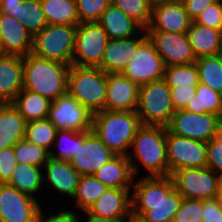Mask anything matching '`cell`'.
Segmentation results:
<instances>
[{
    "label": "cell",
    "instance_id": "53",
    "mask_svg": "<svg viewBox=\"0 0 222 222\" xmlns=\"http://www.w3.org/2000/svg\"><path fill=\"white\" fill-rule=\"evenodd\" d=\"M151 5H154V4H157V3H160L164 0H147Z\"/></svg>",
    "mask_w": 222,
    "mask_h": 222
},
{
    "label": "cell",
    "instance_id": "42",
    "mask_svg": "<svg viewBox=\"0 0 222 222\" xmlns=\"http://www.w3.org/2000/svg\"><path fill=\"white\" fill-rule=\"evenodd\" d=\"M207 165L220 178H222V123L219 125L215 136L207 142Z\"/></svg>",
    "mask_w": 222,
    "mask_h": 222
},
{
    "label": "cell",
    "instance_id": "22",
    "mask_svg": "<svg viewBox=\"0 0 222 222\" xmlns=\"http://www.w3.org/2000/svg\"><path fill=\"white\" fill-rule=\"evenodd\" d=\"M44 167L42 169H45L46 173L43 175V181L49 183L57 192L73 198L81 174L70 161L49 158Z\"/></svg>",
    "mask_w": 222,
    "mask_h": 222
},
{
    "label": "cell",
    "instance_id": "26",
    "mask_svg": "<svg viewBox=\"0 0 222 222\" xmlns=\"http://www.w3.org/2000/svg\"><path fill=\"white\" fill-rule=\"evenodd\" d=\"M187 35L196 59L220 54L222 30H216L193 21Z\"/></svg>",
    "mask_w": 222,
    "mask_h": 222
},
{
    "label": "cell",
    "instance_id": "32",
    "mask_svg": "<svg viewBox=\"0 0 222 222\" xmlns=\"http://www.w3.org/2000/svg\"><path fill=\"white\" fill-rule=\"evenodd\" d=\"M108 187L94 175H81L73 199L79 210L87 211L105 192Z\"/></svg>",
    "mask_w": 222,
    "mask_h": 222
},
{
    "label": "cell",
    "instance_id": "2",
    "mask_svg": "<svg viewBox=\"0 0 222 222\" xmlns=\"http://www.w3.org/2000/svg\"><path fill=\"white\" fill-rule=\"evenodd\" d=\"M71 65L42 59L32 53L23 56V89L53 101L67 93Z\"/></svg>",
    "mask_w": 222,
    "mask_h": 222
},
{
    "label": "cell",
    "instance_id": "43",
    "mask_svg": "<svg viewBox=\"0 0 222 222\" xmlns=\"http://www.w3.org/2000/svg\"><path fill=\"white\" fill-rule=\"evenodd\" d=\"M194 22L216 30H222V1L217 0L206 7L195 18Z\"/></svg>",
    "mask_w": 222,
    "mask_h": 222
},
{
    "label": "cell",
    "instance_id": "46",
    "mask_svg": "<svg viewBox=\"0 0 222 222\" xmlns=\"http://www.w3.org/2000/svg\"><path fill=\"white\" fill-rule=\"evenodd\" d=\"M203 222H222V205L218 198L203 200Z\"/></svg>",
    "mask_w": 222,
    "mask_h": 222
},
{
    "label": "cell",
    "instance_id": "36",
    "mask_svg": "<svg viewBox=\"0 0 222 222\" xmlns=\"http://www.w3.org/2000/svg\"><path fill=\"white\" fill-rule=\"evenodd\" d=\"M57 130L48 119L33 120L26 122L25 138L50 152Z\"/></svg>",
    "mask_w": 222,
    "mask_h": 222
},
{
    "label": "cell",
    "instance_id": "40",
    "mask_svg": "<svg viewBox=\"0 0 222 222\" xmlns=\"http://www.w3.org/2000/svg\"><path fill=\"white\" fill-rule=\"evenodd\" d=\"M110 0H76L79 22H98Z\"/></svg>",
    "mask_w": 222,
    "mask_h": 222
},
{
    "label": "cell",
    "instance_id": "50",
    "mask_svg": "<svg viewBox=\"0 0 222 222\" xmlns=\"http://www.w3.org/2000/svg\"><path fill=\"white\" fill-rule=\"evenodd\" d=\"M86 213V215L88 216L86 218V221L85 222H125V221H114V220H109V219H105V218H102V217H99V216H95L93 214H89L87 211H84ZM80 216H79V219H78V222H80Z\"/></svg>",
    "mask_w": 222,
    "mask_h": 222
},
{
    "label": "cell",
    "instance_id": "31",
    "mask_svg": "<svg viewBox=\"0 0 222 222\" xmlns=\"http://www.w3.org/2000/svg\"><path fill=\"white\" fill-rule=\"evenodd\" d=\"M43 174L40 167L17 164L7 184L13 186L21 193L34 197L33 195L40 191L44 183Z\"/></svg>",
    "mask_w": 222,
    "mask_h": 222
},
{
    "label": "cell",
    "instance_id": "47",
    "mask_svg": "<svg viewBox=\"0 0 222 222\" xmlns=\"http://www.w3.org/2000/svg\"><path fill=\"white\" fill-rule=\"evenodd\" d=\"M79 216L73 211L64 210L56 214L45 216L42 212V208L38 210L36 216V222H78Z\"/></svg>",
    "mask_w": 222,
    "mask_h": 222
},
{
    "label": "cell",
    "instance_id": "21",
    "mask_svg": "<svg viewBox=\"0 0 222 222\" xmlns=\"http://www.w3.org/2000/svg\"><path fill=\"white\" fill-rule=\"evenodd\" d=\"M141 33L140 36L109 39L102 57L101 69L107 74L121 73L133 57L138 45L147 37L146 29Z\"/></svg>",
    "mask_w": 222,
    "mask_h": 222
},
{
    "label": "cell",
    "instance_id": "29",
    "mask_svg": "<svg viewBox=\"0 0 222 222\" xmlns=\"http://www.w3.org/2000/svg\"><path fill=\"white\" fill-rule=\"evenodd\" d=\"M47 24L78 25L76 0H40Z\"/></svg>",
    "mask_w": 222,
    "mask_h": 222
},
{
    "label": "cell",
    "instance_id": "38",
    "mask_svg": "<svg viewBox=\"0 0 222 222\" xmlns=\"http://www.w3.org/2000/svg\"><path fill=\"white\" fill-rule=\"evenodd\" d=\"M110 4L119 7L143 29L149 25L152 5L147 0H110Z\"/></svg>",
    "mask_w": 222,
    "mask_h": 222
},
{
    "label": "cell",
    "instance_id": "49",
    "mask_svg": "<svg viewBox=\"0 0 222 222\" xmlns=\"http://www.w3.org/2000/svg\"><path fill=\"white\" fill-rule=\"evenodd\" d=\"M24 0H0V13L5 15L17 16L18 6Z\"/></svg>",
    "mask_w": 222,
    "mask_h": 222
},
{
    "label": "cell",
    "instance_id": "15",
    "mask_svg": "<svg viewBox=\"0 0 222 222\" xmlns=\"http://www.w3.org/2000/svg\"><path fill=\"white\" fill-rule=\"evenodd\" d=\"M35 197L19 192L13 186L0 184V222H36L42 207Z\"/></svg>",
    "mask_w": 222,
    "mask_h": 222
},
{
    "label": "cell",
    "instance_id": "8",
    "mask_svg": "<svg viewBox=\"0 0 222 222\" xmlns=\"http://www.w3.org/2000/svg\"><path fill=\"white\" fill-rule=\"evenodd\" d=\"M109 37L98 22L77 25L72 65L101 68Z\"/></svg>",
    "mask_w": 222,
    "mask_h": 222
},
{
    "label": "cell",
    "instance_id": "37",
    "mask_svg": "<svg viewBox=\"0 0 222 222\" xmlns=\"http://www.w3.org/2000/svg\"><path fill=\"white\" fill-rule=\"evenodd\" d=\"M13 152L18 164H28L42 168L50 158L49 151L30 143L26 138L21 139L13 146Z\"/></svg>",
    "mask_w": 222,
    "mask_h": 222
},
{
    "label": "cell",
    "instance_id": "25",
    "mask_svg": "<svg viewBox=\"0 0 222 222\" xmlns=\"http://www.w3.org/2000/svg\"><path fill=\"white\" fill-rule=\"evenodd\" d=\"M109 39H123L138 35L143 28L119 7L109 5L98 21Z\"/></svg>",
    "mask_w": 222,
    "mask_h": 222
},
{
    "label": "cell",
    "instance_id": "39",
    "mask_svg": "<svg viewBox=\"0 0 222 222\" xmlns=\"http://www.w3.org/2000/svg\"><path fill=\"white\" fill-rule=\"evenodd\" d=\"M52 147L59 148V150L57 153L51 150L49 152L50 158L70 161L78 150V132L65 129L57 130Z\"/></svg>",
    "mask_w": 222,
    "mask_h": 222
},
{
    "label": "cell",
    "instance_id": "27",
    "mask_svg": "<svg viewBox=\"0 0 222 222\" xmlns=\"http://www.w3.org/2000/svg\"><path fill=\"white\" fill-rule=\"evenodd\" d=\"M26 121L11 105L0 103V150L13 147L25 138Z\"/></svg>",
    "mask_w": 222,
    "mask_h": 222
},
{
    "label": "cell",
    "instance_id": "3",
    "mask_svg": "<svg viewBox=\"0 0 222 222\" xmlns=\"http://www.w3.org/2000/svg\"><path fill=\"white\" fill-rule=\"evenodd\" d=\"M133 153L128 155L134 177L139 173V160L142 167L149 171L148 177L169 176L167 159L166 126L141 125L134 137ZM134 154V156H133ZM135 158H133V157Z\"/></svg>",
    "mask_w": 222,
    "mask_h": 222
},
{
    "label": "cell",
    "instance_id": "41",
    "mask_svg": "<svg viewBox=\"0 0 222 222\" xmlns=\"http://www.w3.org/2000/svg\"><path fill=\"white\" fill-rule=\"evenodd\" d=\"M203 200L183 198L172 222H203Z\"/></svg>",
    "mask_w": 222,
    "mask_h": 222
},
{
    "label": "cell",
    "instance_id": "10",
    "mask_svg": "<svg viewBox=\"0 0 222 222\" xmlns=\"http://www.w3.org/2000/svg\"><path fill=\"white\" fill-rule=\"evenodd\" d=\"M165 64L148 36L138 45L133 57L121 72L138 86L164 79Z\"/></svg>",
    "mask_w": 222,
    "mask_h": 222
},
{
    "label": "cell",
    "instance_id": "4",
    "mask_svg": "<svg viewBox=\"0 0 222 222\" xmlns=\"http://www.w3.org/2000/svg\"><path fill=\"white\" fill-rule=\"evenodd\" d=\"M141 125L136 111L103 110L93 114L92 130L114 154L128 156Z\"/></svg>",
    "mask_w": 222,
    "mask_h": 222
},
{
    "label": "cell",
    "instance_id": "14",
    "mask_svg": "<svg viewBox=\"0 0 222 222\" xmlns=\"http://www.w3.org/2000/svg\"><path fill=\"white\" fill-rule=\"evenodd\" d=\"M115 155L93 130L78 132V150L70 163L81 175H93Z\"/></svg>",
    "mask_w": 222,
    "mask_h": 222
},
{
    "label": "cell",
    "instance_id": "17",
    "mask_svg": "<svg viewBox=\"0 0 222 222\" xmlns=\"http://www.w3.org/2000/svg\"><path fill=\"white\" fill-rule=\"evenodd\" d=\"M192 22L181 0H164L152 5L146 31L187 33Z\"/></svg>",
    "mask_w": 222,
    "mask_h": 222
},
{
    "label": "cell",
    "instance_id": "52",
    "mask_svg": "<svg viewBox=\"0 0 222 222\" xmlns=\"http://www.w3.org/2000/svg\"><path fill=\"white\" fill-rule=\"evenodd\" d=\"M222 205V178H220L219 192L217 197Z\"/></svg>",
    "mask_w": 222,
    "mask_h": 222
},
{
    "label": "cell",
    "instance_id": "35",
    "mask_svg": "<svg viewBox=\"0 0 222 222\" xmlns=\"http://www.w3.org/2000/svg\"><path fill=\"white\" fill-rule=\"evenodd\" d=\"M164 80L169 87L190 88V86H197L200 83L195 62L166 66Z\"/></svg>",
    "mask_w": 222,
    "mask_h": 222
},
{
    "label": "cell",
    "instance_id": "5",
    "mask_svg": "<svg viewBox=\"0 0 222 222\" xmlns=\"http://www.w3.org/2000/svg\"><path fill=\"white\" fill-rule=\"evenodd\" d=\"M67 92L91 113L105 110L107 73L97 67L71 65Z\"/></svg>",
    "mask_w": 222,
    "mask_h": 222
},
{
    "label": "cell",
    "instance_id": "28",
    "mask_svg": "<svg viewBox=\"0 0 222 222\" xmlns=\"http://www.w3.org/2000/svg\"><path fill=\"white\" fill-rule=\"evenodd\" d=\"M26 122L48 118L51 100L40 94L22 89L10 102Z\"/></svg>",
    "mask_w": 222,
    "mask_h": 222
},
{
    "label": "cell",
    "instance_id": "7",
    "mask_svg": "<svg viewBox=\"0 0 222 222\" xmlns=\"http://www.w3.org/2000/svg\"><path fill=\"white\" fill-rule=\"evenodd\" d=\"M174 112L170 87L164 79L139 86L136 113L142 125L167 126Z\"/></svg>",
    "mask_w": 222,
    "mask_h": 222
},
{
    "label": "cell",
    "instance_id": "51",
    "mask_svg": "<svg viewBox=\"0 0 222 222\" xmlns=\"http://www.w3.org/2000/svg\"><path fill=\"white\" fill-rule=\"evenodd\" d=\"M125 222H145V221L139 216L131 214Z\"/></svg>",
    "mask_w": 222,
    "mask_h": 222
},
{
    "label": "cell",
    "instance_id": "34",
    "mask_svg": "<svg viewBox=\"0 0 222 222\" xmlns=\"http://www.w3.org/2000/svg\"><path fill=\"white\" fill-rule=\"evenodd\" d=\"M195 64L200 83L222 94V56H203L197 58Z\"/></svg>",
    "mask_w": 222,
    "mask_h": 222
},
{
    "label": "cell",
    "instance_id": "54",
    "mask_svg": "<svg viewBox=\"0 0 222 222\" xmlns=\"http://www.w3.org/2000/svg\"><path fill=\"white\" fill-rule=\"evenodd\" d=\"M3 55L2 48H0V57Z\"/></svg>",
    "mask_w": 222,
    "mask_h": 222
},
{
    "label": "cell",
    "instance_id": "18",
    "mask_svg": "<svg viewBox=\"0 0 222 222\" xmlns=\"http://www.w3.org/2000/svg\"><path fill=\"white\" fill-rule=\"evenodd\" d=\"M130 191L108 187L87 212L109 220L126 221L132 214Z\"/></svg>",
    "mask_w": 222,
    "mask_h": 222
},
{
    "label": "cell",
    "instance_id": "24",
    "mask_svg": "<svg viewBox=\"0 0 222 222\" xmlns=\"http://www.w3.org/2000/svg\"><path fill=\"white\" fill-rule=\"evenodd\" d=\"M93 175L107 187L118 189H131L135 178L125 155H115Z\"/></svg>",
    "mask_w": 222,
    "mask_h": 222
},
{
    "label": "cell",
    "instance_id": "19",
    "mask_svg": "<svg viewBox=\"0 0 222 222\" xmlns=\"http://www.w3.org/2000/svg\"><path fill=\"white\" fill-rule=\"evenodd\" d=\"M0 41L3 55L26 56L32 53L33 36L14 16L0 13Z\"/></svg>",
    "mask_w": 222,
    "mask_h": 222
},
{
    "label": "cell",
    "instance_id": "6",
    "mask_svg": "<svg viewBox=\"0 0 222 222\" xmlns=\"http://www.w3.org/2000/svg\"><path fill=\"white\" fill-rule=\"evenodd\" d=\"M77 25L47 24L33 37L36 57L72 65Z\"/></svg>",
    "mask_w": 222,
    "mask_h": 222
},
{
    "label": "cell",
    "instance_id": "33",
    "mask_svg": "<svg viewBox=\"0 0 222 222\" xmlns=\"http://www.w3.org/2000/svg\"><path fill=\"white\" fill-rule=\"evenodd\" d=\"M14 17L33 37L47 25L40 0H24L18 6L17 16Z\"/></svg>",
    "mask_w": 222,
    "mask_h": 222
},
{
    "label": "cell",
    "instance_id": "30",
    "mask_svg": "<svg viewBox=\"0 0 222 222\" xmlns=\"http://www.w3.org/2000/svg\"><path fill=\"white\" fill-rule=\"evenodd\" d=\"M195 96L188 100L184 110L197 114L211 113L222 119V94L207 85L199 83Z\"/></svg>",
    "mask_w": 222,
    "mask_h": 222
},
{
    "label": "cell",
    "instance_id": "23",
    "mask_svg": "<svg viewBox=\"0 0 222 222\" xmlns=\"http://www.w3.org/2000/svg\"><path fill=\"white\" fill-rule=\"evenodd\" d=\"M23 89V57H0V103H10Z\"/></svg>",
    "mask_w": 222,
    "mask_h": 222
},
{
    "label": "cell",
    "instance_id": "44",
    "mask_svg": "<svg viewBox=\"0 0 222 222\" xmlns=\"http://www.w3.org/2000/svg\"><path fill=\"white\" fill-rule=\"evenodd\" d=\"M17 164L18 161L14 155L13 147L0 150V184L9 182Z\"/></svg>",
    "mask_w": 222,
    "mask_h": 222
},
{
    "label": "cell",
    "instance_id": "1",
    "mask_svg": "<svg viewBox=\"0 0 222 222\" xmlns=\"http://www.w3.org/2000/svg\"><path fill=\"white\" fill-rule=\"evenodd\" d=\"M131 192L132 214L145 222H172L183 199L171 176L145 175L133 183Z\"/></svg>",
    "mask_w": 222,
    "mask_h": 222
},
{
    "label": "cell",
    "instance_id": "20",
    "mask_svg": "<svg viewBox=\"0 0 222 222\" xmlns=\"http://www.w3.org/2000/svg\"><path fill=\"white\" fill-rule=\"evenodd\" d=\"M139 86L121 73L107 74L105 110L136 111Z\"/></svg>",
    "mask_w": 222,
    "mask_h": 222
},
{
    "label": "cell",
    "instance_id": "12",
    "mask_svg": "<svg viewBox=\"0 0 222 222\" xmlns=\"http://www.w3.org/2000/svg\"><path fill=\"white\" fill-rule=\"evenodd\" d=\"M58 130H92L93 113L68 92L51 101L47 118Z\"/></svg>",
    "mask_w": 222,
    "mask_h": 222
},
{
    "label": "cell",
    "instance_id": "13",
    "mask_svg": "<svg viewBox=\"0 0 222 222\" xmlns=\"http://www.w3.org/2000/svg\"><path fill=\"white\" fill-rule=\"evenodd\" d=\"M221 123L222 119L217 115L197 114L180 109L174 112L166 127L174 134L207 143L214 138Z\"/></svg>",
    "mask_w": 222,
    "mask_h": 222
},
{
    "label": "cell",
    "instance_id": "45",
    "mask_svg": "<svg viewBox=\"0 0 222 222\" xmlns=\"http://www.w3.org/2000/svg\"><path fill=\"white\" fill-rule=\"evenodd\" d=\"M171 102L174 110L184 109L188 100L195 96L196 86H190V88L170 87Z\"/></svg>",
    "mask_w": 222,
    "mask_h": 222
},
{
    "label": "cell",
    "instance_id": "48",
    "mask_svg": "<svg viewBox=\"0 0 222 222\" xmlns=\"http://www.w3.org/2000/svg\"><path fill=\"white\" fill-rule=\"evenodd\" d=\"M189 17L194 21L195 18L209 5L217 0H181Z\"/></svg>",
    "mask_w": 222,
    "mask_h": 222
},
{
    "label": "cell",
    "instance_id": "9",
    "mask_svg": "<svg viewBox=\"0 0 222 222\" xmlns=\"http://www.w3.org/2000/svg\"><path fill=\"white\" fill-rule=\"evenodd\" d=\"M183 198L207 200L218 197L220 177L209 167L183 168L171 174Z\"/></svg>",
    "mask_w": 222,
    "mask_h": 222
},
{
    "label": "cell",
    "instance_id": "11",
    "mask_svg": "<svg viewBox=\"0 0 222 222\" xmlns=\"http://www.w3.org/2000/svg\"><path fill=\"white\" fill-rule=\"evenodd\" d=\"M166 143L169 176L183 168L206 167L207 143L174 134L167 127Z\"/></svg>",
    "mask_w": 222,
    "mask_h": 222
},
{
    "label": "cell",
    "instance_id": "16",
    "mask_svg": "<svg viewBox=\"0 0 222 222\" xmlns=\"http://www.w3.org/2000/svg\"><path fill=\"white\" fill-rule=\"evenodd\" d=\"M146 32L165 66L189 64L196 61L187 33Z\"/></svg>",
    "mask_w": 222,
    "mask_h": 222
}]
</instances>
